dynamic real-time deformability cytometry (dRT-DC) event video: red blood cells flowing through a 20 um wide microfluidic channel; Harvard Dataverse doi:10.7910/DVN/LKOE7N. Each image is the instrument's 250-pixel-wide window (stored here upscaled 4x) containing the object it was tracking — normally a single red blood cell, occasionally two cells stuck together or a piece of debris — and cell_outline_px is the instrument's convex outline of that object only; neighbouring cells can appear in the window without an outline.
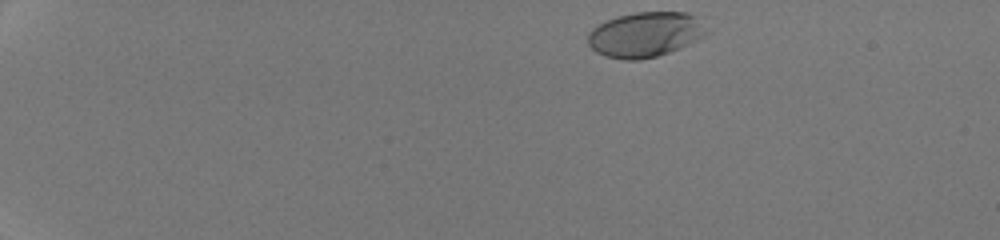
{"species": "human", "species_latin": "Homo sapiens", "temperature_condition": "room temperature", "stored_images_in_passage": 42, "camera_frame_rate_fps": 3000, "um_per_image_px": 0.085, "donor": {"sex": "male"}, "frame": {"image": 1, "passage_image": 1, "time_ms": 0.0, "image_size_px": [1000, 240], "cell_outline_px": [[708, 32], [704, 36], [680, 48], [656, 56], [636, 60], [624, 60], [604, 56], [596, 52], [588, 44], [588, 32], [592, 28], [616, 16], [636, 12], [688, 12], [696, 16]], "centroid_in_image_um": [54.82, 2.93], "position_along_channel_um": 30.2, "area_um2": 31.04}}
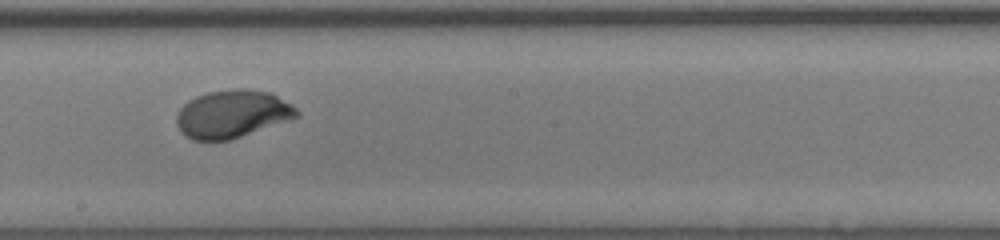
{"frame": {"image": 2, "passage_image": 24, "time_ms": 7.667, "image_size_px": [1000, 240], "cell_outline_px": [[300, 116], [232, 140], [192, 140], [184, 136], [180, 132], [176, 124], [176, 116], [180, 108], [188, 100], [196, 96], [208, 92], [240, 88], [244, 88], [272, 92], [292, 104], [300, 112]], "centroid_in_image_um": [19.75, 9.69], "position_along_channel_um": 228.5, "area_um2": 33.87}}
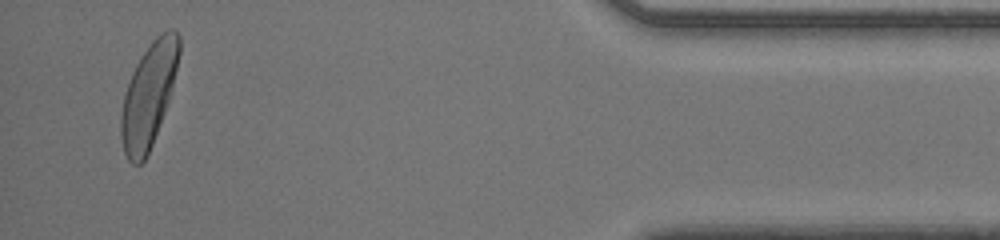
{"frame": {"image": 3, "passage_image": 41, "time_ms": 13.333, "image_size_px": [1000, 240], "cell_outline_px": [[180, 52], [172, 88], [164, 112], [152, 144], [144, 160], [140, 164], [132, 164], [128, 160], [124, 152], [120, 136], [120, 116], [124, 92], [132, 72], [136, 64], [152, 40], [160, 32], [168, 28], [172, 28], [180, 36]], "centroid_in_image_um": [12.62, 8.06], "position_along_channel_um": 422.6, "area_um2": 35.03}, "authors_computed_cell_mechanics": {"area_um2": 32.7148, "velocity_mm_per_s": 4.2968, "shape_relaxation_time_tau1_ms": 1.5043, "shape_relaxation_time_tau2_ms": null, "deformation_change_tau1": 0.138, "deformation_change_tau2": null}}